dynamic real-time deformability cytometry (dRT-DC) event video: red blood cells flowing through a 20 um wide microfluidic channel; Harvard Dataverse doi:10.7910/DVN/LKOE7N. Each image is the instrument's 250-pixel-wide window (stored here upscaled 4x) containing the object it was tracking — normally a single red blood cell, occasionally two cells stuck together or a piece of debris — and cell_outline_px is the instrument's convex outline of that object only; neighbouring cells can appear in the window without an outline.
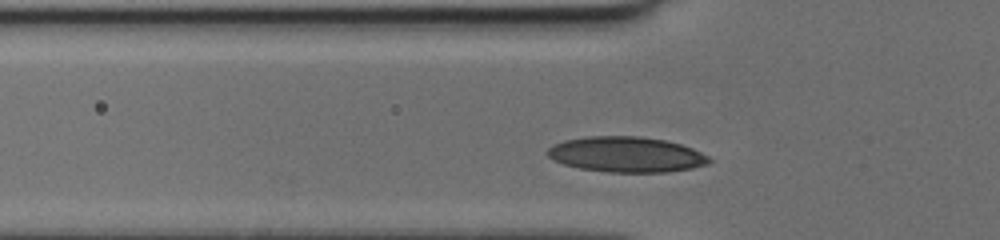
{"species": "human", "species_latin": "Homo sapiens", "temperature_condition": "cold", "stored_images_in_passage": 26, "camera_frame_rate_fps": 3000, "um_per_image_px": 0.085, "donor": {"sex": "female"}, "frame": {"image": 1, "passage_image": 3, "time_ms": 0.667, "image_size_px": [1000, 240], "cell_outline_px": [[712, 160], [708, 164], [692, 168], [668, 172], [608, 172], [580, 168], [564, 164], [548, 156], [548, 148], [552, 144], [564, 140], [588, 136], [640, 136], [664, 140], [680, 144], [692, 148], [708, 156]], "centroid_in_image_um": [53.25, 13.13], "position_along_channel_um": 72.6, "area_um2": 33.29}}
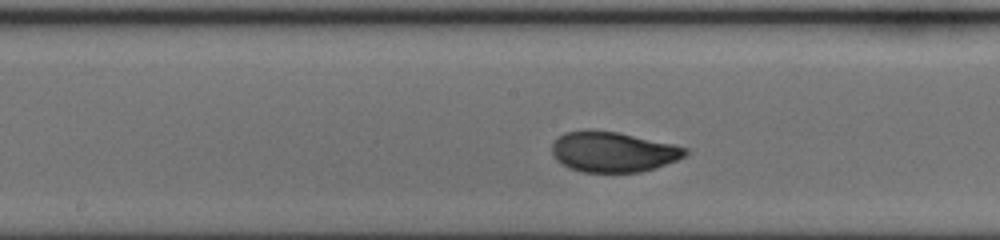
{"frame": {"image": 2, "passage_image": 12, "time_ms": 3.667, "image_size_px": [1000, 240], "cell_outline_px": [[688, 152], [684, 156], [676, 160], [656, 168], [640, 172], [584, 172], [568, 168], [560, 164], [556, 160], [552, 152], [552, 144], [564, 132], [616, 132], [672, 144], [688, 148]], "centroid_in_image_um": [52.11, 12.95], "position_along_channel_um": 196.1, "area_um2": 30.69}}
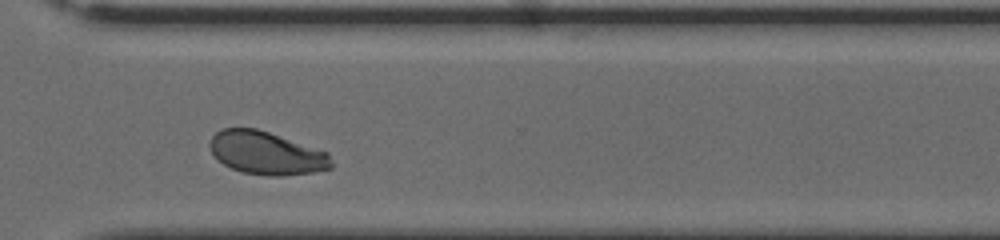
{"frame": {"image": 3, "passage_image": 23, "time_ms": 7.333, "image_size_px": [1000, 240], "cell_outline_px": [[332, 168], [316, 172], [284, 176], [268, 176], [244, 172], [232, 168], [224, 164], [212, 152], [208, 144], [212, 136], [220, 128], [256, 128], [328, 152], [332, 160]], "centroid_in_image_um": [22.66, 13.01], "position_along_channel_um": 347.9, "area_um2": 30.4}}